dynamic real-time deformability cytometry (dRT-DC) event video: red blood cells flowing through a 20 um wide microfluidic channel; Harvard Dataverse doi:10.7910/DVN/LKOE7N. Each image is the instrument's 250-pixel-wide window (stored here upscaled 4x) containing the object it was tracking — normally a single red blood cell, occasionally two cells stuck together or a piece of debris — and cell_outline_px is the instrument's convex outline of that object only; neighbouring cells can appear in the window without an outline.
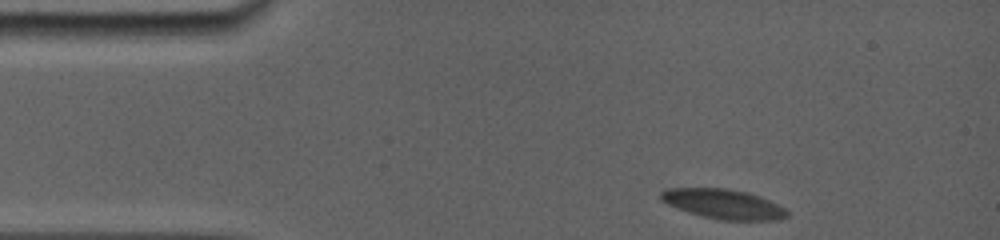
{"species": "common noctule bat (a hibernating species)", "species_latin": "Nyctalus noctula", "temperature_condition": "room temperature", "stored_images_in_passage": 11, "camera_frame_rate_fps": 5000, "um_per_image_px": 0.085, "animal": {"sex": "female", "body_mass_g": 19.0, "forearm_length_mm": 56.7}, "frame": {"image": 1, "passage_image": 1, "time_ms": 0.0, "image_size_px": [1000, 240], "cell_outline_px": [[788, 216], [776, 220], [720, 220], [688, 212], [668, 204], [660, 200], [660, 192], [664, 188], [728, 188], [748, 192], [760, 196], [784, 208], [788, 212]], "centroid_in_image_um": [61.46, 17.33], "position_along_channel_um": 23.5, "area_um2": 21.79}}
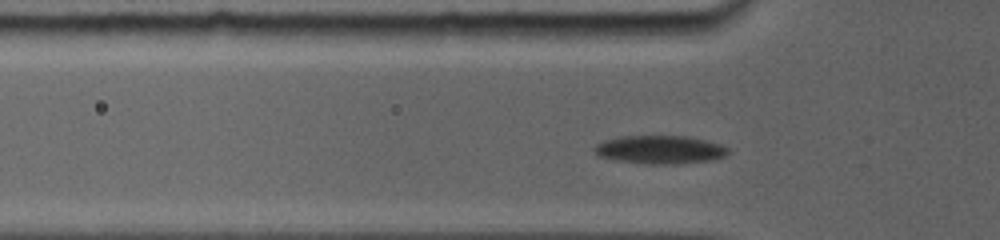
{"frame": {"image": 2, "passage_image": 9, "time_ms": 3.0, "image_size_px": [1000, 240], "cell_outline_px": [[728, 156], [712, 160], [668, 164], [648, 164], [616, 160], [600, 156], [592, 148], [596, 144], [604, 140], [620, 136], [684, 136], [704, 140], [720, 144], [728, 148]], "centroid_in_image_um": [56.09, 12.72], "position_along_channel_um": 69.7, "area_um2": 21.91}}